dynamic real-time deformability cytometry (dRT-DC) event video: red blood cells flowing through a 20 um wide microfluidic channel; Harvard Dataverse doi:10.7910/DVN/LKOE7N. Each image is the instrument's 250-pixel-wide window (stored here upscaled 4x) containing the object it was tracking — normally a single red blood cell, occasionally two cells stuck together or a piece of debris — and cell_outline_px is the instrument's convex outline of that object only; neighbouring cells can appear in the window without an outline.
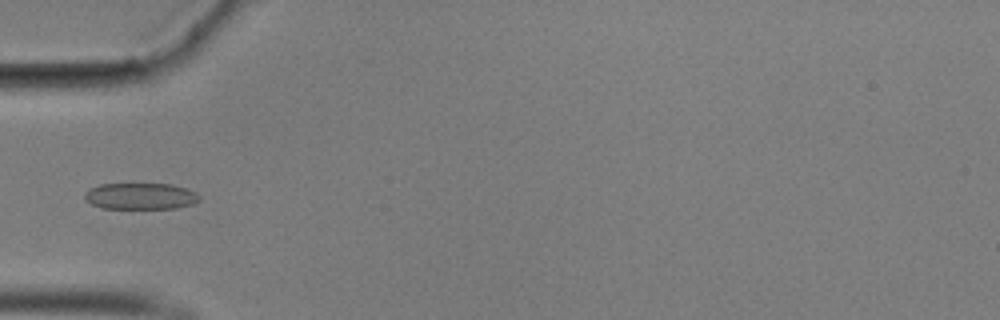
{"species": "common noctule bat (a hibernating species)", "species_latin": "Nyctalus noctula", "temperature_condition": "cold", "stored_images_in_passage": 5, "camera_frame_rate_fps": 3000, "um_per_image_px": 0.085, "animal": {"sex": "male", "body_mass_g": 17.9}, "frame": {"image": 1, "passage_image": 1, "time_ms": 0.0, "image_size_px": [1000, 320], "cell_outline_px": [[200, 200], [192, 204], [176, 208], [104, 208], [92, 204], [84, 196], [92, 188], [100, 184], [172, 184], [188, 188], [196, 192], [200, 196]], "centroid_in_image_um": [12.03, 16.67], "position_along_channel_um": 73.0, "area_um2": 17.46}}
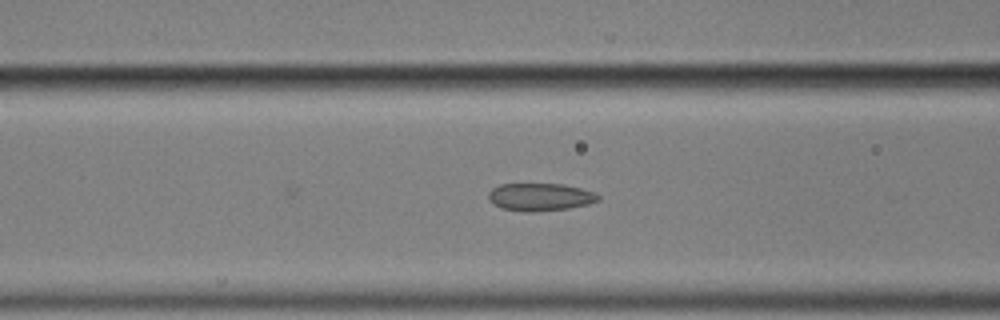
{"frame": {"image": 2, "passage_image": 5, "time_ms": 1.333, "image_size_px": [1000, 320], "cell_outline_px": [[600, 200], [588, 204], [568, 208], [532, 212], [528, 212], [500, 208], [492, 204], [488, 200], [488, 192], [492, 188], [500, 184], [564, 184], [596, 192], [600, 196]], "centroid_in_image_um": [45.89, 16.74], "position_along_channel_um": 120.7, "area_um2": 17.86}}